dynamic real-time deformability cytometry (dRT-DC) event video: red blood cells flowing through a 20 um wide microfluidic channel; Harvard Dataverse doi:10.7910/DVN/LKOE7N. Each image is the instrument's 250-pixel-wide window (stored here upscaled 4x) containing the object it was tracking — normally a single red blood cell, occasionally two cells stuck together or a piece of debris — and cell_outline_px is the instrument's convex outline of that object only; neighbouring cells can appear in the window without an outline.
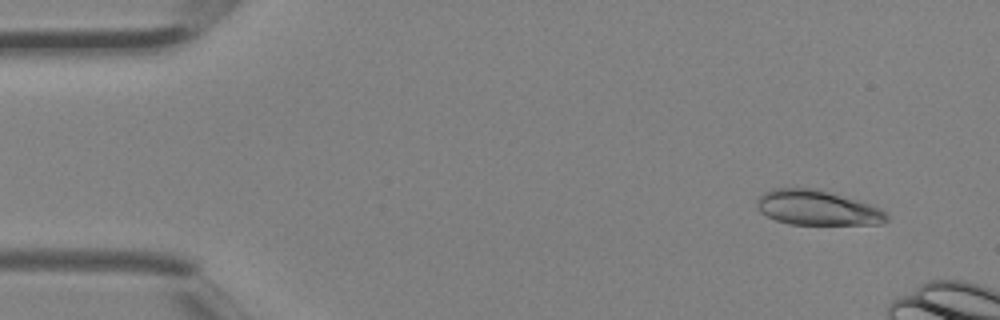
{"species": "Egyptian fruit bat (a non-hibernating species)", "species_latin": "Rousettus aegyptiacus", "temperature_condition": "room temperature", "stored_images_in_passage": 3, "camera_frame_rate_fps": 3000, "um_per_image_px": 0.085, "animal": {"sex": "female"}, "frame": {"image": 1, "passage_image": 1, "time_ms": 0.0, "image_size_px": [1000, 320], "cell_outline_px": [[888, 220], [880, 224], [788, 224], [776, 220], [760, 212], [756, 204], [756, 200], [764, 192], [772, 188], [816, 188], [856, 200], [880, 208], [888, 216]], "centroid_in_image_um": [69.43, 17.66], "position_along_channel_um": 15.6, "area_um2": 26.18}}